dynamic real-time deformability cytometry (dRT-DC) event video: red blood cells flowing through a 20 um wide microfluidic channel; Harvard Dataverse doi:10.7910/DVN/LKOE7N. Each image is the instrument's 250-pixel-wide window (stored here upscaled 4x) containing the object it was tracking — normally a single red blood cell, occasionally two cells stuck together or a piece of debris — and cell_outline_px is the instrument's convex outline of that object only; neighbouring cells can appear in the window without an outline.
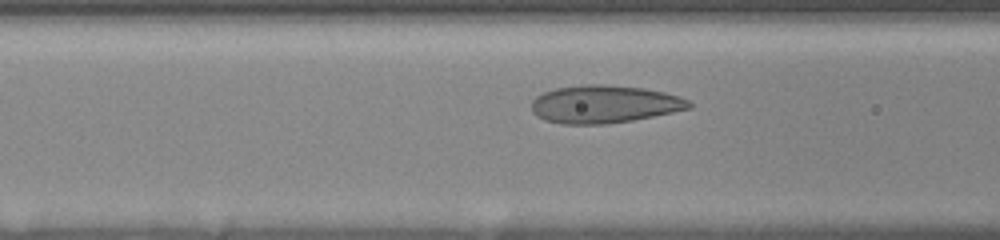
{"species": "human", "species_latin": "Homo sapiens", "temperature_condition": "room temperature", "stored_images_in_passage": 17, "camera_frame_rate_fps": 3000, "um_per_image_px": 0.085, "donor": {"sex": "female"}, "frame": {"image": 1, "passage_image": 12, "time_ms": 1.667, "image_size_px": [1000, 240], "cell_outline_px": [[692, 108], [632, 120], [608, 124], [560, 124], [544, 120], [536, 116], [532, 112], [532, 100], [536, 96], [544, 92], [556, 88], [584, 84], [604, 84], [644, 88], [664, 92], [680, 96], [688, 100], [692, 104]], "centroid_in_image_um": [51.34, 8.85], "position_along_channel_um": 115.3, "area_um2": 34.85}}